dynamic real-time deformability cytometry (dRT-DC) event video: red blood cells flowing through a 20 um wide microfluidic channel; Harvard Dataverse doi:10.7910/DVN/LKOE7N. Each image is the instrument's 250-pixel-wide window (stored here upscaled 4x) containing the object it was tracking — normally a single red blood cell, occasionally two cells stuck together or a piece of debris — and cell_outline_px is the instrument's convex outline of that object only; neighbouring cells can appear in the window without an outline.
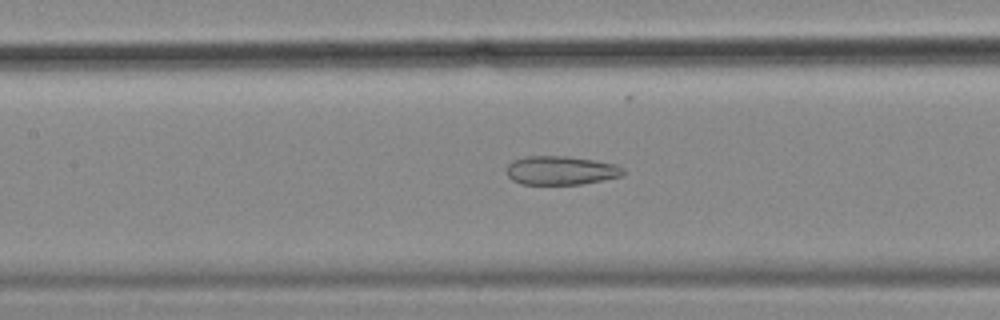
{"species": "common noctule bat (a hibernating species)", "species_latin": "Nyctalus noctula", "temperature_condition": "cold", "stored_images_in_passage": 57, "camera_frame_rate_fps": 3000, "um_per_image_px": 0.085, "animal": {"sex": "female", "body_mass_g": 18.4}, "frame": {"image": 1, "passage_image": 26, "time_ms": 8.333, "image_size_px": [1000, 320], "cell_outline_px": [[624, 176], [580, 184], [520, 184], [512, 180], [504, 172], [508, 164], [512, 160], [524, 156], [568, 156], [596, 160], [616, 164], [624, 168]], "centroid_in_image_um": [47.65, 14.48], "position_along_channel_um": 159.7, "area_um2": 19.88}}
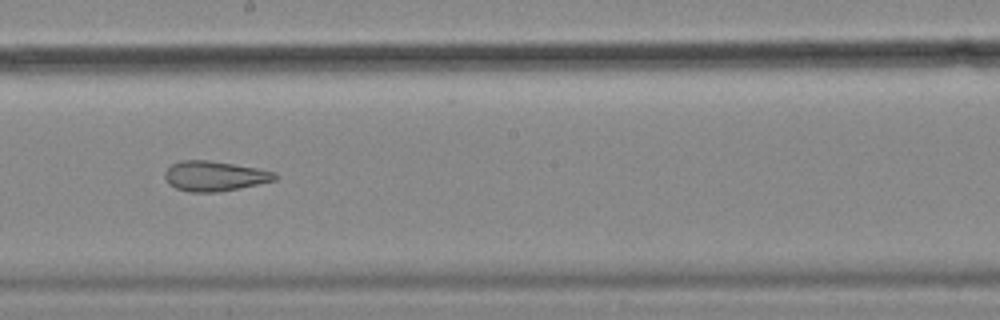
{"frame": {"image": 2, "passage_image": 32, "time_ms": 10.333, "image_size_px": [1000, 320], "cell_outline_px": [[276, 180], [240, 188], [216, 192], [188, 192], [176, 188], [168, 184], [164, 176], [164, 172], [172, 164], [180, 160], [208, 160], [256, 168], [276, 172]], "centroid_in_image_um": [18.2, 14.97], "position_along_channel_um": 230.0, "area_um2": 19.19}}
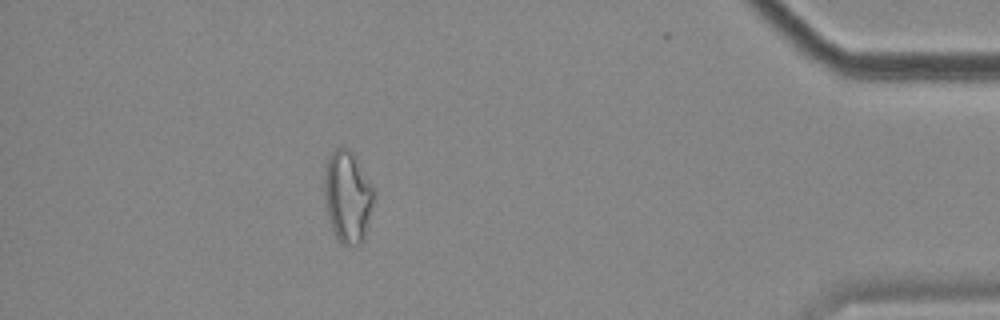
{"frame": {"image": 3, "passage_image": 51, "time_ms": 16.667, "image_size_px": [1000, 320], "cell_outline_px": [[372, 204], [364, 236], [360, 244], [344, 244], [336, 236], [332, 228], [328, 216], [324, 196], [324, 176], [328, 156], [336, 148], [348, 148], [356, 156], [372, 188]], "centroid_in_image_um": [29.51, 16.67], "position_along_channel_um": 405.7, "area_um2": 25.72}, "authors_computed_cell_mechanics": {"area_um2": 24.9118, "velocity_mm_per_s": 3.5359, "shape_relaxation_time_tau1_ms": null, "shape_relaxation_time_tau2_ms": 3.1752, "deformation_change_tau1": null, "deformation_change_tau2": 0.1203}}